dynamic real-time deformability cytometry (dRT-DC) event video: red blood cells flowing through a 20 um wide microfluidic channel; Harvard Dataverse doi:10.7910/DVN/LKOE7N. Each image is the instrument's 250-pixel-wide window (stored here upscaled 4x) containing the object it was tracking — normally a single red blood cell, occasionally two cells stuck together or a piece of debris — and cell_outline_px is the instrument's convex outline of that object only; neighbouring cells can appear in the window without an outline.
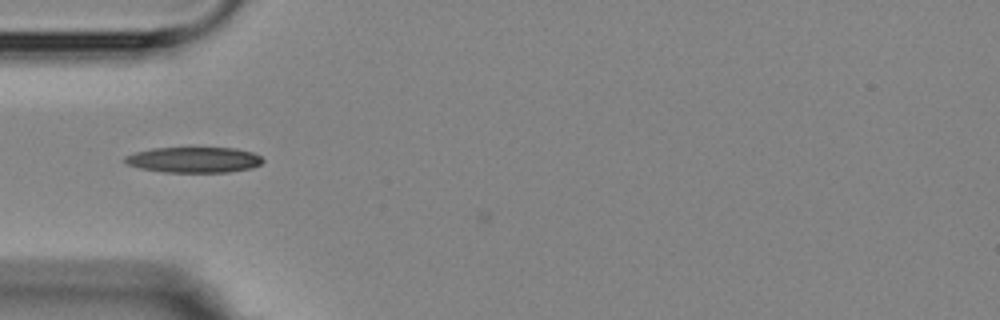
{"species": "Egyptian fruit bat (a non-hibernating species)", "species_latin": "Rousettus aegyptiacus", "temperature_condition": "room temperature", "stored_images_in_passage": 7, "camera_frame_rate_fps": 3000, "um_per_image_px": 0.085, "animal": {"sex": "female"}, "frame": {"image": 1, "passage_image": 5, "time_ms": 5.0, "image_size_px": [1000, 320], "cell_outline_px": [[264, 160], [260, 164], [252, 168], [228, 172], [164, 172], [140, 168], [128, 164], [124, 160], [124, 156], [136, 152], [152, 148], [236, 148], [252, 152], [260, 156]], "centroid_in_image_um": [16.49, 13.58], "position_along_channel_um": 68.5, "area_um2": 20.52}}
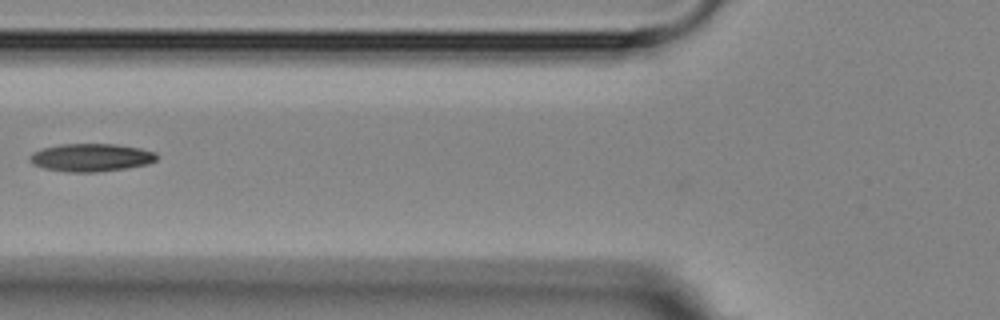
{"frame": {"image": 2, "passage_image": 6, "time_ms": 6.333, "image_size_px": [1000, 320], "cell_outline_px": [[156, 160], [148, 164], [124, 168], [96, 172], [68, 172], [44, 168], [28, 160], [28, 156], [32, 152], [44, 148], [60, 144], [116, 144], [140, 148], [156, 152]], "centroid_in_image_um": [7.73, 13.38], "position_along_channel_um": 118.1, "area_um2": 20.52}}
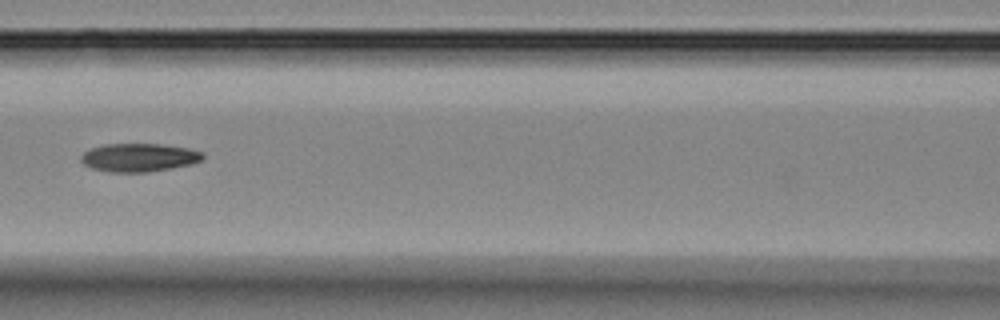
{"frame": {"image": 3, "passage_image": 7, "time_ms": 7.333, "image_size_px": [1000, 320], "cell_outline_px": [[204, 156], [200, 160], [192, 164], [148, 172], [112, 172], [92, 168], [84, 164], [80, 160], [80, 156], [84, 152], [92, 148], [104, 144], [160, 144], [188, 148], [204, 152]], "centroid_in_image_um": [11.81, 13.38], "position_along_channel_um": 154.8, "area_um2": 20.0}}